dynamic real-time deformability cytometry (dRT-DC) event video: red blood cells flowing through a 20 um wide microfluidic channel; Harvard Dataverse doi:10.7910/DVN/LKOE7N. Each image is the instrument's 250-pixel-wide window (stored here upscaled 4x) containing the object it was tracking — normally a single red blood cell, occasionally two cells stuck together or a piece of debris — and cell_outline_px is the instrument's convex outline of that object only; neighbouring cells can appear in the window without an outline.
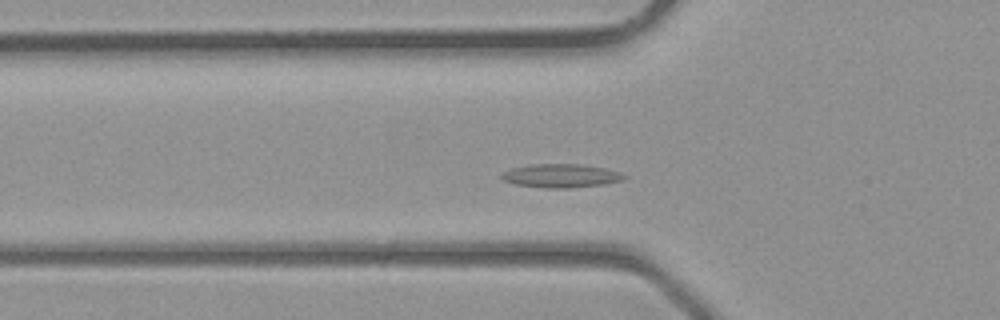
{"species": "common noctule bat (a hibernating species)", "species_latin": "Nyctalus noctula", "temperature_condition": "room temperature", "stored_images_in_passage": 36, "camera_frame_rate_fps": 3000, "um_per_image_px": 0.085, "animal": {"sex": "male", "body_mass_g": 23.1, "forearm_length_mm": 52.7}, "frame": {"image": 1, "passage_image": 9, "time_ms": 2.667, "image_size_px": [1000, 320], "cell_outline_px": [[628, 176], [624, 180], [604, 184], [568, 188], [544, 188], [516, 184], [504, 180], [500, 176], [504, 172], [512, 168], [532, 164], [580, 164], [604, 168]], "centroid_in_image_um": [47.68, 14.94], "position_along_channel_um": 78.1, "area_um2": 16.65}}
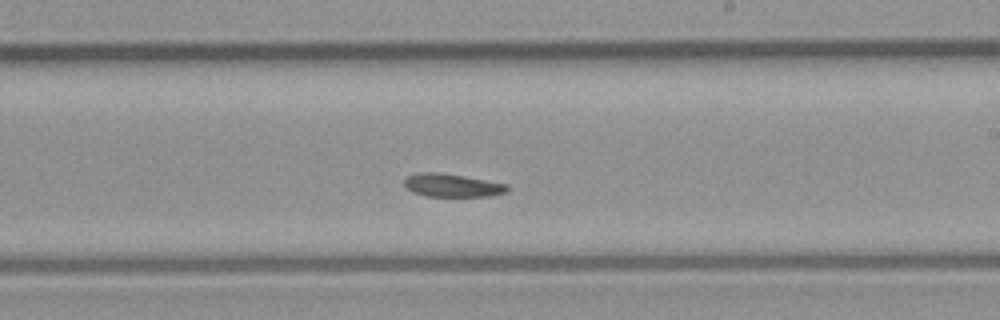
{"frame": {"image": 2, "passage_image": 19, "time_ms": 6.0, "image_size_px": [1000, 320], "cell_outline_px": [[508, 192], [492, 196], [428, 196], [412, 192], [404, 184], [404, 176], [420, 172], [440, 172], [508, 184]], "centroid_in_image_um": [38.42, 15.75], "position_along_channel_um": 250.6, "area_um2": 13.93}}
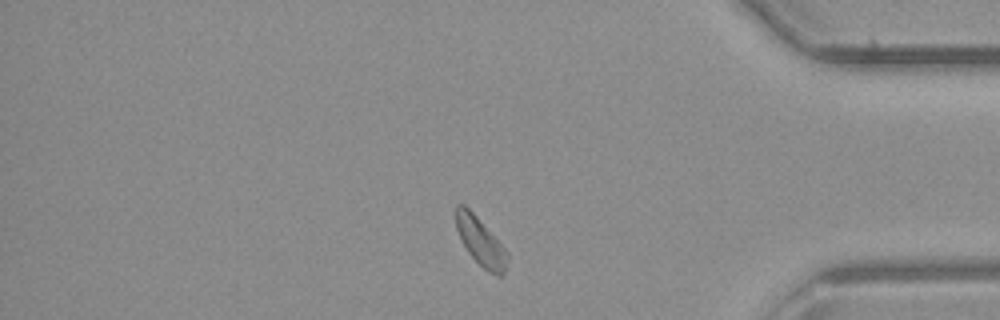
{"frame": {"image": 3, "passage_image": 29, "time_ms": 9.333, "image_size_px": [1000, 320], "cell_outline_px": [[508, 256], [504, 276], [496, 276], [488, 272], [468, 252], [456, 228], [456, 204], [464, 204], [476, 216], [508, 252]], "centroid_in_image_um": [40.87, 20.56], "position_along_channel_um": 394.3, "area_um2": 14.05}}